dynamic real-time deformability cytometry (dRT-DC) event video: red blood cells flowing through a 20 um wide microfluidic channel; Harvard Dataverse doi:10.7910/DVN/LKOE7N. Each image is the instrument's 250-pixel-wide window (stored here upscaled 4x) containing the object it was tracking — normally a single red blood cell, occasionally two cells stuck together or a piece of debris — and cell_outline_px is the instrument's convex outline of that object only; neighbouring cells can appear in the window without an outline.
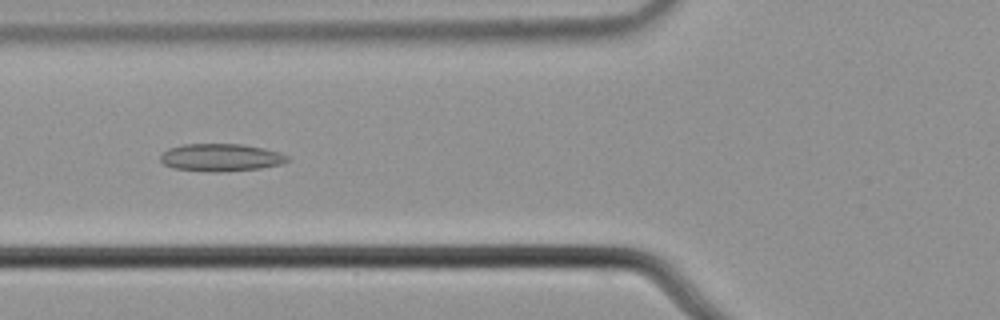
{"species": "common noctule bat (a hibernating species)", "species_latin": "Nyctalus noctula", "temperature_condition": "cold", "stored_images_in_passage": 8, "camera_frame_rate_fps": 3000, "um_per_image_px": 0.085, "animal": {"sex": "male", "body_mass_g": 21.5, "forearm_length_mm": 52.0}, "frame": {"image": 1, "passage_image": 7, "time_ms": 2.0, "image_size_px": [1000, 320], "cell_outline_px": [[288, 160], [280, 164], [260, 168], [220, 172], [212, 172], [172, 168], [164, 164], [160, 160], [160, 156], [168, 148], [184, 144], [244, 144], [264, 148], [280, 152], [288, 156]], "centroid_in_image_um": [18.76, 13.38], "position_along_channel_um": 107.0, "area_um2": 20.4}}
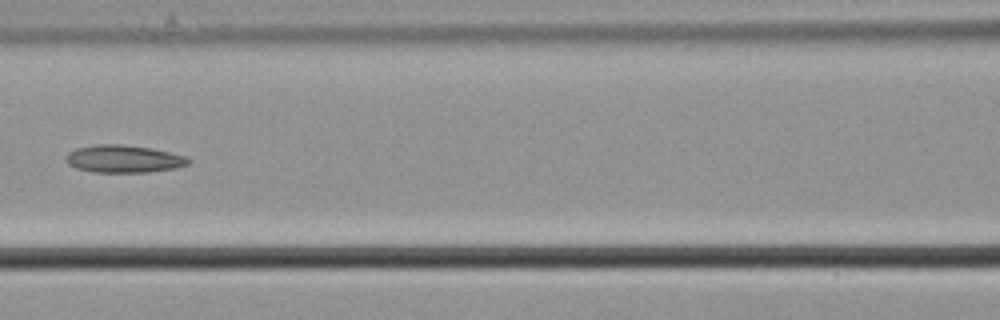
{"frame": {"image": 2, "passage_image": 8, "time_ms": 2.333, "image_size_px": [1000, 320], "cell_outline_px": [[192, 160], [188, 164], [176, 168], [148, 172], [92, 172], [76, 168], [68, 164], [68, 152], [76, 148], [96, 144], [120, 144], [152, 148], [184, 156]], "centroid_in_image_um": [10.52, 13.5], "position_along_channel_um": 156.1, "area_um2": 19.54}}